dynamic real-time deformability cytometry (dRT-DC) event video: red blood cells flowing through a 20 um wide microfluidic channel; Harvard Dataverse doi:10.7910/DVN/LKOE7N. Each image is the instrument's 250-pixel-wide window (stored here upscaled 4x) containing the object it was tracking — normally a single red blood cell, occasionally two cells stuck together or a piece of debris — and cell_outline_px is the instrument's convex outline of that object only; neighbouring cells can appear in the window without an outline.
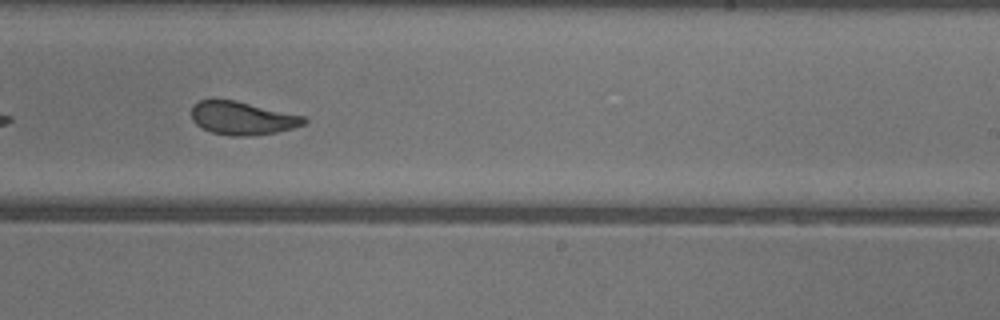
{"species": "common noctule bat (a hibernating species)", "species_latin": "Nyctalus noctula", "temperature_condition": "warm", "stored_images_in_passage": 36, "camera_frame_rate_fps": 3000, "um_per_image_px": 0.085, "animal": {"sex": "female"}, "frame": {"image": 1, "passage_image": 21, "time_ms": 6.667, "image_size_px": [1000, 320], "cell_outline_px": [[308, 120], [304, 124], [292, 128], [276, 132], [252, 136], [228, 136], [212, 132], [196, 124], [192, 120], [192, 104], [200, 100], [212, 96], [236, 100], [304, 116]], "centroid_in_image_um": [20.54, 10.01], "position_along_channel_um": 268.5, "area_um2": 22.25}, "authors_computed_cell_mechanics": {"area_um2": 22.4264, "velocity_mm_per_s": 3.9455, "shape_relaxation_time_tau1_ms": 6.9274, "shape_relaxation_time_tau2_ms": 1.2635, "deformation_change_tau1": 0.1963, "deformation_change_tau2": 0.0867}}